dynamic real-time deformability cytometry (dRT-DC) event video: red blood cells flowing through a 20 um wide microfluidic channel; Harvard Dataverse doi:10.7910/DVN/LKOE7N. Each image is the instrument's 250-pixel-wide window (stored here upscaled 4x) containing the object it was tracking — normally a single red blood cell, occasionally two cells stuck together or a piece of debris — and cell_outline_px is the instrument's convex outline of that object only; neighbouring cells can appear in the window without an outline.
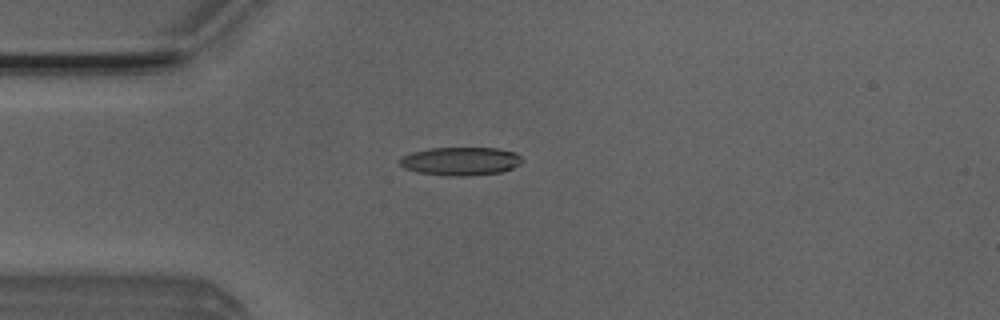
{"species": "Egyptian fruit bat (a non-hibernating species)", "species_latin": "Rousettus aegyptiacus", "temperature_condition": "room temperature", "stored_images_in_passage": 41, "camera_frame_rate_fps": 3000, "um_per_image_px": 0.085, "animal": {"sex": "male"}, "frame": {"image": 1, "passage_image": 2, "time_ms": 0.333, "image_size_px": [1000, 320], "cell_outline_px": [[524, 160], [520, 164], [512, 168], [500, 172], [468, 176], [456, 176], [420, 172], [404, 168], [400, 164], [400, 160], [404, 156], [412, 152], [428, 148], [496, 148], [516, 152]], "centroid_in_image_um": [39.2, 13.69], "position_along_channel_um": 45.8, "area_um2": 20.0}}
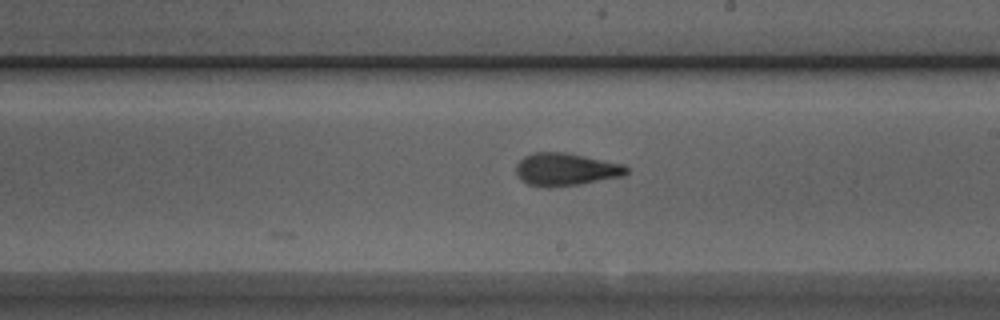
{"frame": {"image": 2, "passage_image": 18, "time_ms": 5.667, "image_size_px": [1000, 320], "cell_outline_px": [[628, 172], [624, 176], [580, 184], [548, 188], [528, 184], [516, 172], [516, 164], [524, 156], [532, 152], [564, 152], [624, 164], [628, 168]], "centroid_in_image_um": [48.11, 14.4], "position_along_channel_um": 240.9, "area_um2": 20.98}}
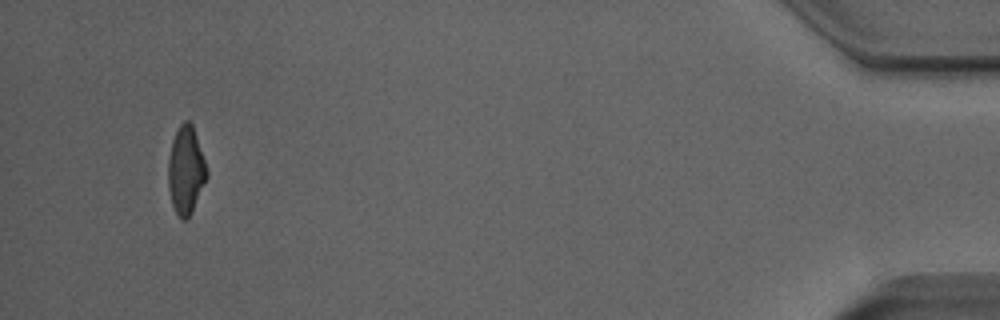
{"frame": {"image": 3, "passage_image": 38, "time_ms": 12.333, "image_size_px": [1000, 320], "cell_outline_px": [[208, 176], [192, 212], [184, 220], [180, 220], [172, 204], [168, 188], [168, 160], [172, 140], [180, 124], [184, 120], [188, 120], [192, 124], [208, 172]], "centroid_in_image_um": [15.79, 14.49], "position_along_channel_um": 419.4, "area_um2": 19.59}, "authors_computed_cell_mechanics": {"area_um2": 20.1722, "velocity_mm_per_s": 3.915, "shape_relaxation_time_tau1_ms": 3.5547, "shape_relaxation_time_tau2_ms": 1.1046, "deformation_change_tau1": 0.1754, "deformation_change_tau2": 0.078}}